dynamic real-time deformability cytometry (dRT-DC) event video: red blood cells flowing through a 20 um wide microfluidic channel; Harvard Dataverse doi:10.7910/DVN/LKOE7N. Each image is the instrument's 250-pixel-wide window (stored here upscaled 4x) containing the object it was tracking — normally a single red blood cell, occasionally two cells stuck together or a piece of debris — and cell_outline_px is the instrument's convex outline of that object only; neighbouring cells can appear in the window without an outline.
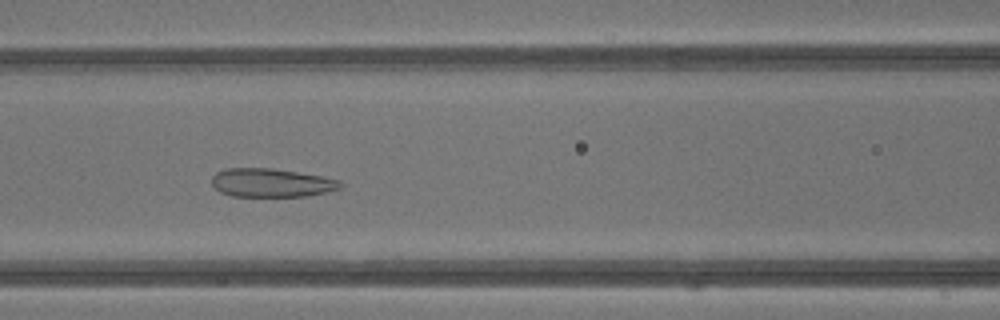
{"species": "common noctule bat (a hibernating species)", "species_latin": "Nyctalus noctula", "temperature_condition": "warm", "stored_images_in_passage": 43, "camera_frame_rate_fps": 3000, "um_per_image_px": 0.085, "animal": {"sex": "male", "body_mass_g": 13.3}, "frame": {"image": 1, "passage_image": 19, "time_ms": 6.0, "image_size_px": [1000, 320], "cell_outline_px": [[344, 184], [340, 188], [328, 192], [308, 196], [232, 196], [220, 192], [212, 184], [212, 176], [216, 172], [224, 168], [272, 168], [320, 176], [340, 180]], "centroid_in_image_um": [23.07, 15.53], "position_along_channel_um": 143.5, "area_um2": 21.44}}
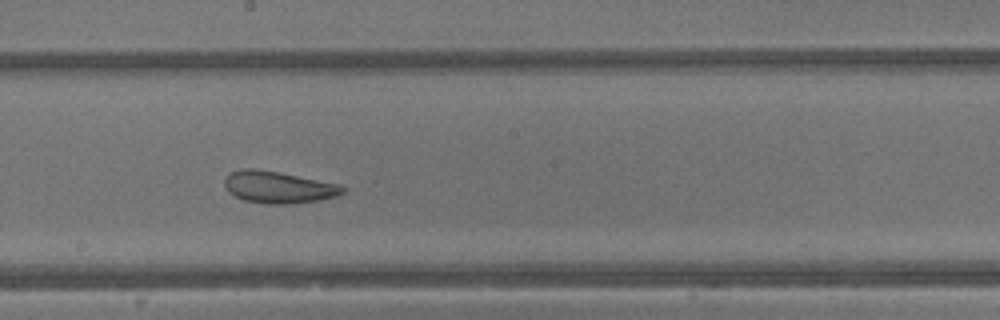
{"frame": {"image": 2, "passage_image": 24, "time_ms": 7.667, "image_size_px": [1000, 320], "cell_outline_px": [[344, 192], [336, 196], [316, 200], [292, 204], [272, 204], [244, 200], [228, 192], [224, 184], [224, 180], [232, 172], [240, 168], [256, 168], [280, 172], [340, 184], [344, 188]], "centroid_in_image_um": [23.65, 15.9], "position_along_channel_um": 224.6, "area_um2": 21.85}}
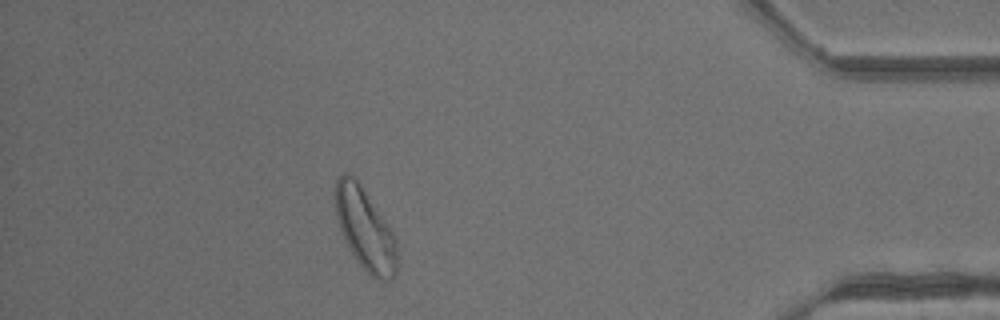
{"frame": {"image": 3, "passage_image": 38, "time_ms": 12.333, "image_size_px": [1000, 320], "cell_outline_px": [[396, 276], [392, 280], [376, 280], [356, 260], [340, 228], [336, 216], [336, 180], [344, 172], [352, 176], [364, 188], [388, 224], [396, 240]], "centroid_in_image_um": [31.06, 19.48], "position_along_channel_um": 404.1, "area_um2": 28.9}, "authors_computed_cell_mechanics": {"area_um2": 27.9752, "velocity_mm_per_s": 4.8804, "shape_relaxation_time_tau1_ms": 5.6287, "shape_relaxation_time_tau2_ms": 1.04, "deformation_change_tau1": 0.1309, "deformation_change_tau2": 0.0949}}